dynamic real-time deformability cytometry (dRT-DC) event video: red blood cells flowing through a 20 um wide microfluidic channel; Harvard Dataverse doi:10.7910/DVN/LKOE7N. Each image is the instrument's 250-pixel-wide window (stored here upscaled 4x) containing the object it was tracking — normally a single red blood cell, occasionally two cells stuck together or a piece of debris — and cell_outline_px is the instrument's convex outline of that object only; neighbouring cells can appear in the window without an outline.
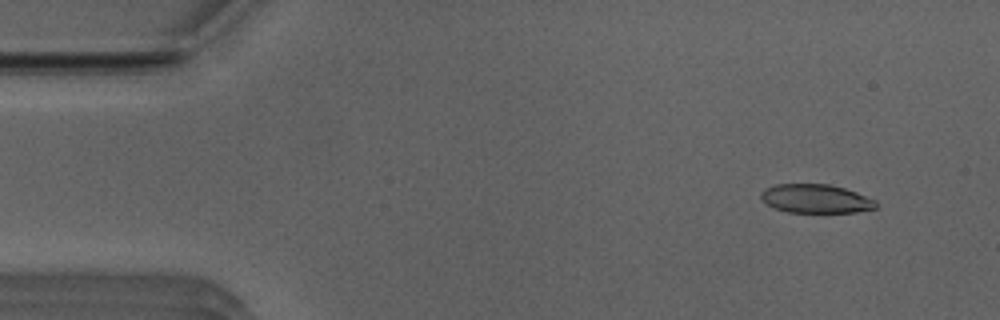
{"species": "Egyptian fruit bat (a non-hibernating species)", "species_latin": "Rousettus aegyptiacus", "temperature_condition": "room temperature", "stored_images_in_passage": 9, "camera_frame_rate_fps": 3000, "um_per_image_px": 0.085, "animal": {"sex": "male"}, "frame": {"image": 1, "passage_image": 5, "time_ms": 1.333, "image_size_px": [1000, 320], "cell_outline_px": [[876, 208], [856, 212], [788, 212], [776, 208], [760, 200], [760, 192], [764, 188], [776, 184], [828, 184], [844, 188], [856, 192], [876, 200]], "centroid_in_image_um": [69.31, 16.88], "position_along_channel_um": 15.7, "area_um2": 19.25}}